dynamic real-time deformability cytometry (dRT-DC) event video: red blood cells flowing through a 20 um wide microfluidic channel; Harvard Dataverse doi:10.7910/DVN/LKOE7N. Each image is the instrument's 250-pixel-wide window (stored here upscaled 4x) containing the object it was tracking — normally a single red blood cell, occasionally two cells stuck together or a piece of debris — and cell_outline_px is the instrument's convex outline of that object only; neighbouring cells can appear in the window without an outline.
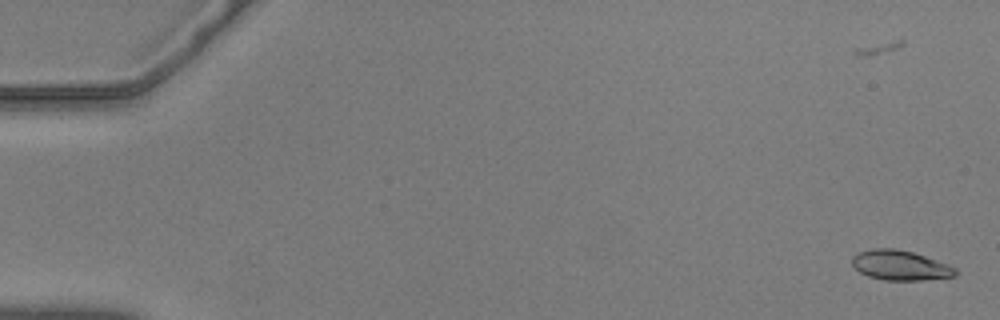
{"species": "common noctule bat (a hibernating species)", "species_latin": "Nyctalus noctula", "temperature_condition": "warm", "stored_images_in_passage": 57, "camera_frame_rate_fps": 3000, "um_per_image_px": 0.085, "animal": {"sex": "male", "body_mass_g": 20.5, "forearm_length_mm": 52.5}, "frame": {"image": 1, "passage_image": 1, "time_ms": 0.0, "image_size_px": [1000, 320], "cell_outline_px": [[960, 272], [956, 276], [920, 280], [884, 280], [868, 276], [860, 272], [852, 264], [852, 256], [860, 252], [872, 248], [892, 248], [912, 252], [936, 260], [956, 268]], "centroid_in_image_um": [76.53, 22.56], "position_along_channel_um": 8.5, "area_um2": 17.86}}
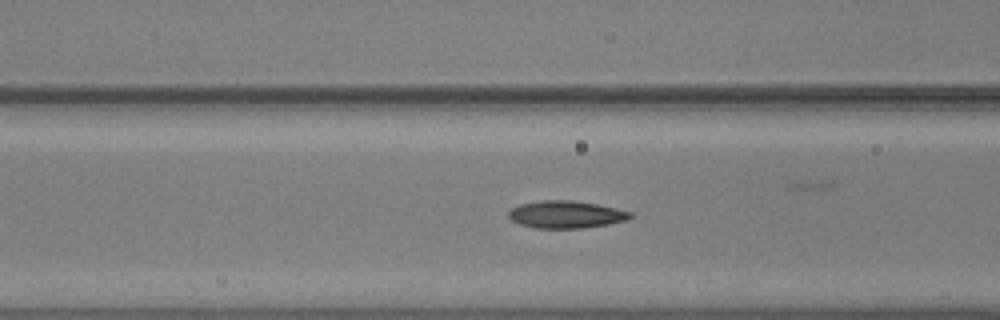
{"frame": {"image": 2, "passage_image": 23, "time_ms": 7.333, "image_size_px": [1000, 320], "cell_outline_px": [[632, 216], [624, 220], [608, 224], [584, 228], [536, 228], [520, 224], [512, 220], [508, 216], [508, 212], [512, 208], [520, 204], [540, 200], [572, 200], [596, 204], [616, 208], [632, 212]], "centroid_in_image_um": [48.09, 18.22], "position_along_channel_um": 118.5, "area_um2": 19.31}}
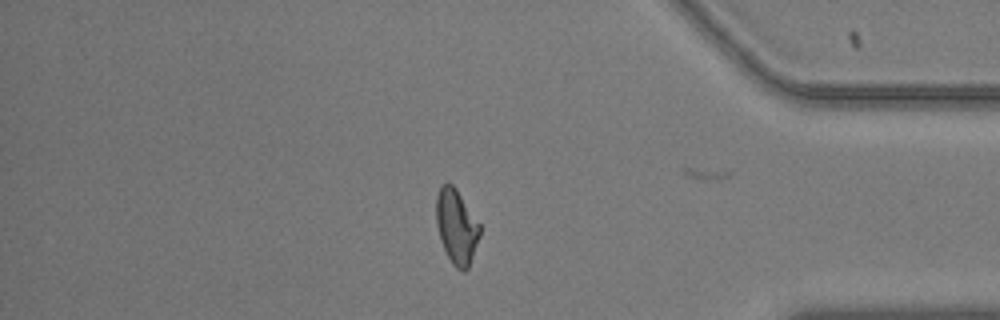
{"frame": {"image": 3, "passage_image": 48, "time_ms": 15.667, "image_size_px": [1000, 320], "cell_outline_px": [[480, 236], [468, 268], [464, 272], [456, 268], [452, 264], [440, 240], [436, 224], [436, 196], [440, 188], [448, 180], [456, 188], [480, 224]], "centroid_in_image_um": [38.79, 19.25], "position_along_channel_um": 396.4, "area_um2": 18.96}, "authors_computed_cell_mechanics": {"area_um2": 18.9006, "velocity_mm_per_s": 3.6304, "shape_relaxation_time_tau1_ms": null, "shape_relaxation_time_tau2_ms": 1.9214, "deformation_change_tau1": null, "deformation_change_tau2": 0.0785}}